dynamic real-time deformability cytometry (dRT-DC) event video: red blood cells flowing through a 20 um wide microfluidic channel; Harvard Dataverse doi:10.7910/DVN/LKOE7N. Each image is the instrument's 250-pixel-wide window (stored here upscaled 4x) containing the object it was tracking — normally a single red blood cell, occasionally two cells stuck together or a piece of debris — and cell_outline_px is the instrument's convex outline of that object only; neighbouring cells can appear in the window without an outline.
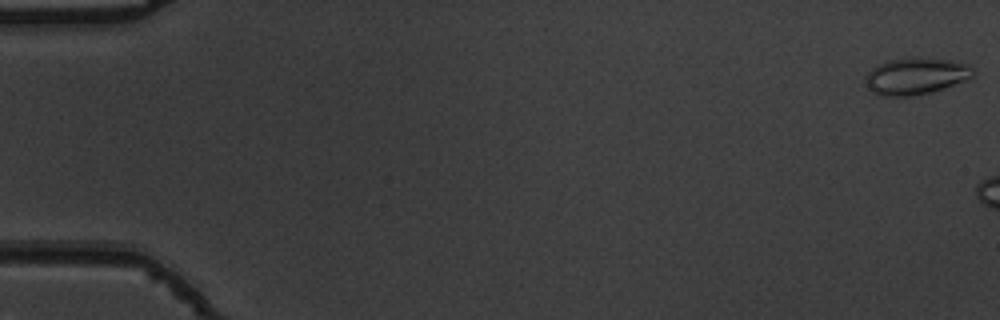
{"species": "common noctule bat (a hibernating species)", "species_latin": "Nyctalus noctula", "temperature_condition": "warm", "stored_images_in_passage": 7, "camera_frame_rate_fps": 3000, "um_per_image_px": 0.085, "animal": {"sex": "male", "body_mass_g": 19.5, "forearm_length_mm": 54.6}, "frame": {"image": 1, "passage_image": 1, "time_ms": 0.0, "image_size_px": [1000, 320], "cell_outline_px": [[976, 76], [968, 80], [928, 92], [912, 96], [880, 96], [872, 92], [868, 88], [864, 76], [876, 64], [888, 60], [952, 60], [968, 64], [972, 68]], "centroid_in_image_um": [77.83, 6.5], "position_along_channel_um": 7.2, "area_um2": 22.48}}